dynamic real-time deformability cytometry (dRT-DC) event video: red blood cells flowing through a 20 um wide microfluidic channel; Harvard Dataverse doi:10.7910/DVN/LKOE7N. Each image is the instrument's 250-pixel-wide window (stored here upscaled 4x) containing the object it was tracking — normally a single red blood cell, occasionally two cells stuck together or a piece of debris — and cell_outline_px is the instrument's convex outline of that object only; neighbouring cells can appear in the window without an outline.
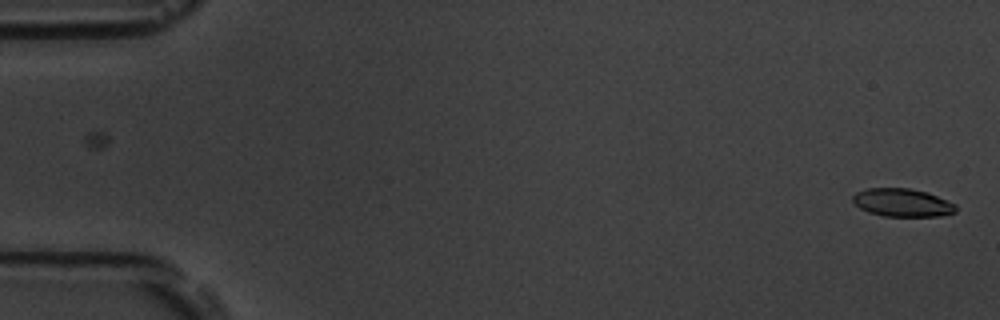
{"species": "common noctule bat (a hibernating species)", "species_latin": "Nyctalus noctula", "temperature_condition": "room temperature", "stored_images_in_passage": 56, "camera_frame_rate_fps": 3000, "um_per_image_px": 0.085, "animal": {"sex": "male", "body_mass_g": 19.5, "forearm_length_mm": 54.6}, "frame": {"image": 1, "passage_image": 1, "time_ms": 0.0, "image_size_px": [1000, 320], "cell_outline_px": [[956, 212], [940, 216], [884, 216], [868, 212], [860, 208], [852, 200], [852, 196], [856, 192], [868, 188], [908, 188], [924, 192], [936, 196], [956, 204]], "centroid_in_image_um": [76.68, 17.23], "position_along_channel_um": 8.3, "area_um2": 16.7}}
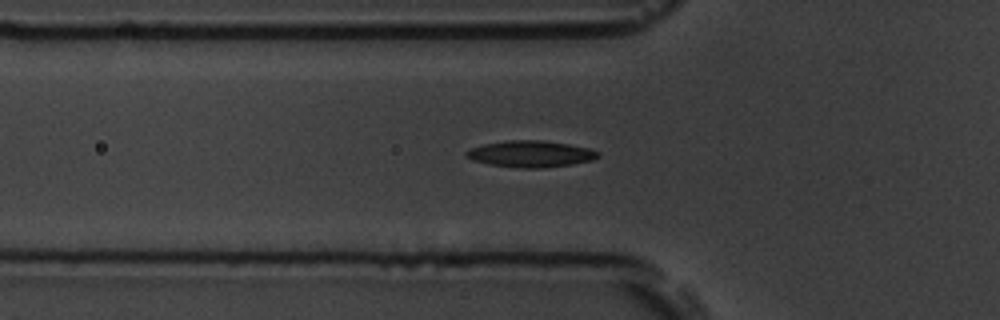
{"frame": {"image": 2, "passage_image": 19, "time_ms": 6.0, "image_size_px": [1000, 320], "cell_outline_px": [[600, 156], [592, 160], [572, 164], [540, 168], [520, 168], [488, 164], [472, 160], [464, 156], [464, 152], [472, 148], [484, 144], [508, 140], [544, 140], [568, 144], [588, 148], [600, 152]], "centroid_in_image_um": [45.09, 13.08], "position_along_channel_um": 80.7, "area_um2": 20.35}}
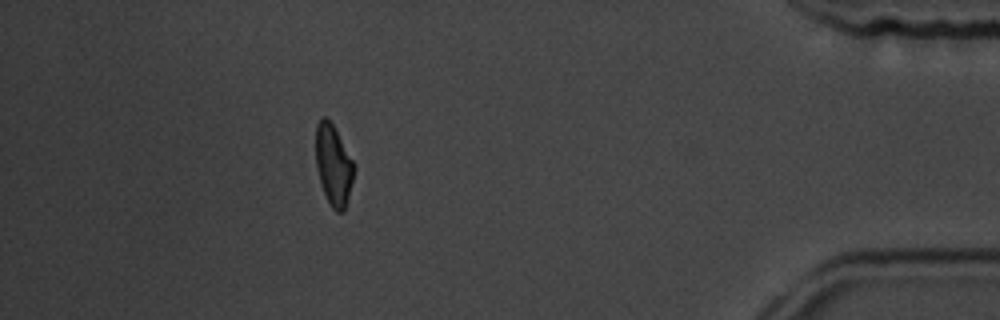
{"frame": {"image": 3, "passage_image": 50, "time_ms": 16.333, "image_size_px": [1000, 320], "cell_outline_px": [[356, 168], [344, 212], [336, 212], [332, 208], [324, 192], [316, 168], [316, 124], [324, 116], [332, 124], [356, 164]], "centroid_in_image_um": [28.37, 14.04], "position_along_channel_um": 406.8, "area_um2": 17.92}, "authors_computed_cell_mechanics": {"area_um2": 18.9295, "velocity_mm_per_s": 3.6522, "shape_relaxation_time_tau1_ms": 5.22, "shape_relaxation_time_tau2_ms": 3.2507, "deformation_change_tau1": 0.1578, "deformation_change_tau2": 0.0985}}